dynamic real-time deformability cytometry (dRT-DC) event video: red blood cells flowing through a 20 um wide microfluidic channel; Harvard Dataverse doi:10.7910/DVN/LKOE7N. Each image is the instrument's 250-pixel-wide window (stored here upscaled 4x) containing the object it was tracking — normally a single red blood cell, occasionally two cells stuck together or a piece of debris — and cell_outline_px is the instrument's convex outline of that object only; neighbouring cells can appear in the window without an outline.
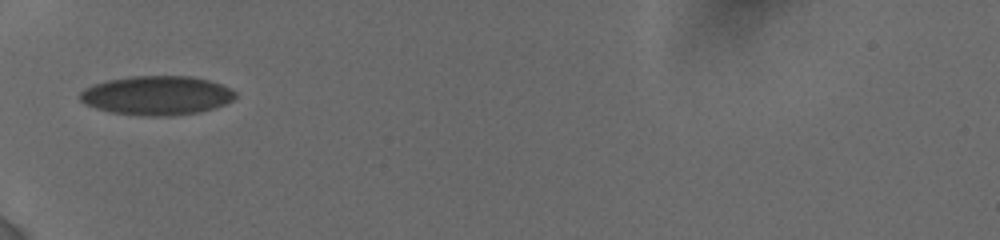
{"species": "human", "species_latin": "Homo sapiens", "temperature_condition": "cold", "stored_images_in_passage": 50, "camera_frame_rate_fps": 3000, "um_per_image_px": 0.085, "donor": {"sex": "female"}, "frame": {"image": 1, "passage_image": 1, "time_ms": 0.0, "image_size_px": [1000, 240], "cell_outline_px": [[236, 96], [232, 100], [224, 104], [200, 112], [172, 116], [144, 116], [108, 112], [84, 104], [80, 100], [80, 92], [84, 88], [92, 84], [108, 80], [132, 76], [192, 76], [208, 80], [220, 84], [236, 92]], "centroid_in_image_um": [13.29, 8.12], "position_along_channel_um": 71.7, "area_um2": 35.49}}
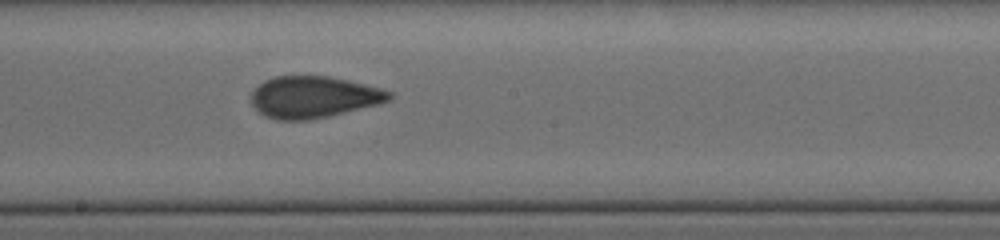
{"frame": {"image": 2, "passage_image": 17, "time_ms": 4.0, "image_size_px": [1000, 240], "cell_outline_px": [[392, 96], [388, 100], [376, 104], [328, 116], [308, 120], [276, 120], [264, 116], [252, 104], [252, 92], [264, 80], [276, 76], [328, 76], [348, 80], [380, 88], [392, 92]], "centroid_in_image_um": [26.62, 8.24], "position_along_channel_um": 221.6, "area_um2": 33.12}}
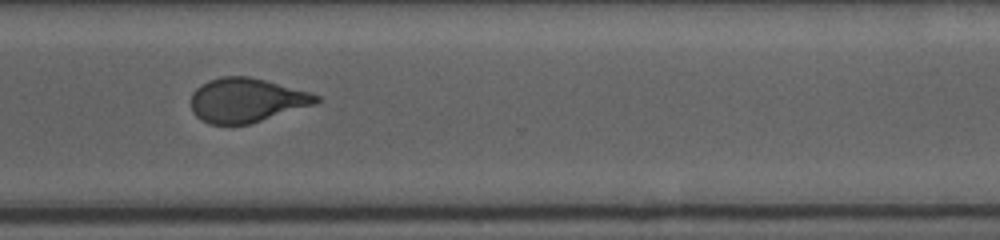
{"frame": {"image": 3, "passage_image": 30, "time_ms": 7.333, "image_size_px": [1000, 240], "cell_outline_px": [[320, 100], [316, 104], [248, 124], [208, 124], [196, 116], [192, 112], [192, 92], [200, 84], [208, 80], [220, 76], [248, 76], [264, 80], [308, 92], [320, 96]], "centroid_in_image_um": [20.91, 8.51], "position_along_channel_um": 349.7, "area_um2": 32.02}, "authors_computed_cell_mechanics": {"area_um2": 32.7726, "velocity_mm_per_s": 3.8565, "shape_relaxation_time_tau1_ms": null, "shape_relaxation_time_tau2_ms": 1.0407, "deformation_change_tau1": null, "deformation_change_tau2": 0.0729}}